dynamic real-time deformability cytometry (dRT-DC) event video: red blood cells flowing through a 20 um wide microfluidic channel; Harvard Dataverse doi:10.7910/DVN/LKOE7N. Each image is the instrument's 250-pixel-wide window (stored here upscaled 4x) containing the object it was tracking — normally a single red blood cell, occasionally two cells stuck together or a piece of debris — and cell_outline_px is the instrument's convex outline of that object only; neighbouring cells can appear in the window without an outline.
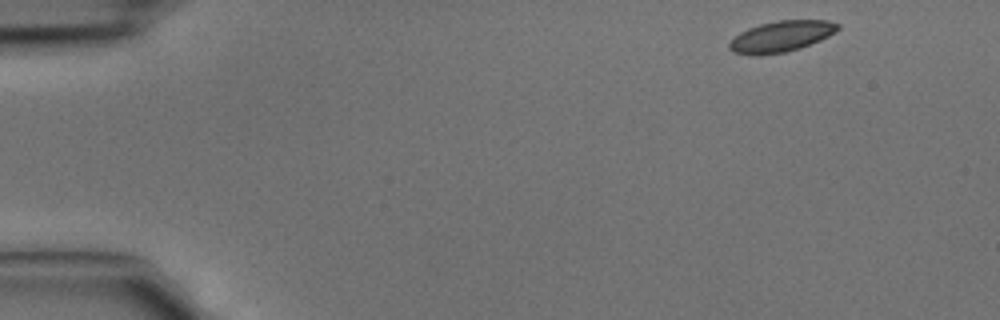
{"species": "common noctule bat (a hibernating species)", "species_latin": "Nyctalus noctula", "temperature_condition": "cold", "stored_images_in_passage": 4, "camera_frame_rate_fps": 3000, "um_per_image_px": 0.085, "animal": {"sex": "male", "body_mass_g": 15.6}, "frame": {"image": 1, "passage_image": 1, "time_ms": 0.0, "image_size_px": [1000, 320], "cell_outline_px": [[840, 28], [836, 32], [820, 40], [800, 48], [784, 52], [760, 56], [752, 56], [732, 52], [728, 48], [728, 44], [740, 32], [748, 28], [760, 24], [776, 20], [828, 20], [840, 24]], "centroid_in_image_um": [66.39, 3.1], "position_along_channel_um": 18.6, "area_um2": 19.77}}
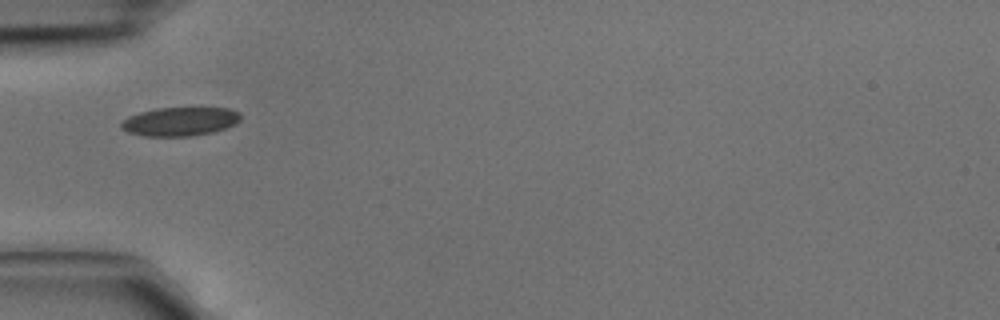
{"frame": {"image": 2, "passage_image": 4, "time_ms": 1.0, "image_size_px": [1000, 320], "cell_outline_px": [[240, 120], [236, 124], [212, 132], [192, 136], [144, 136], [128, 132], [120, 128], [120, 124], [128, 116], [140, 112], [156, 108], [228, 108], [240, 112]], "centroid_in_image_um": [15.29, 10.33], "position_along_channel_um": 69.7, "area_um2": 20.0}}